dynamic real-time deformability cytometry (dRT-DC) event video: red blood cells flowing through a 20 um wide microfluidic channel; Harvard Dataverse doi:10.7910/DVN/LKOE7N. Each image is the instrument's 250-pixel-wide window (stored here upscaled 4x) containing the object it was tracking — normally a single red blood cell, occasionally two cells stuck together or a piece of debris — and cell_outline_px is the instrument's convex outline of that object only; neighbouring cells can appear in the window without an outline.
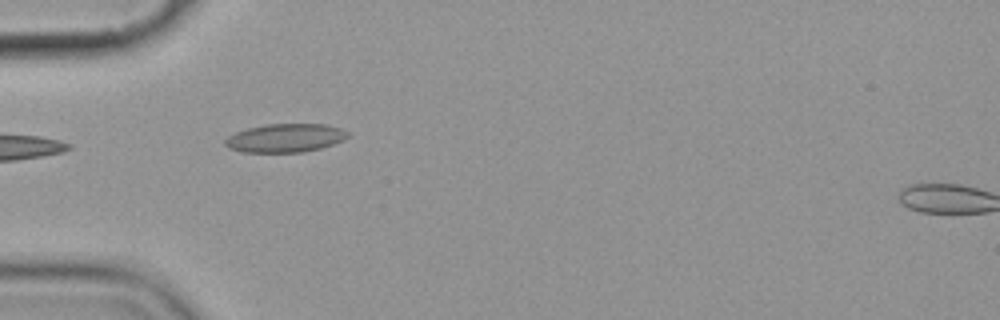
{"species": "common noctule bat (a hibernating species)", "species_latin": "Nyctalus noctula", "temperature_condition": "cold", "stored_images_in_passage": 6, "camera_frame_rate_fps": 3000, "um_per_image_px": 0.085, "animal": {"sex": "female", "body_mass_g": 19.9}, "frame": {"image": 1, "passage_image": 4, "time_ms": 3.333, "image_size_px": [1000, 320], "cell_outline_px": [[352, 132], [344, 140], [320, 148], [300, 152], [240, 152], [228, 148], [224, 144], [224, 140], [228, 136], [236, 132], [248, 128], [264, 124], [324, 124], [340, 128]], "centroid_in_image_um": [24.24, 11.72], "position_along_channel_um": 60.8, "area_um2": 20.46}}
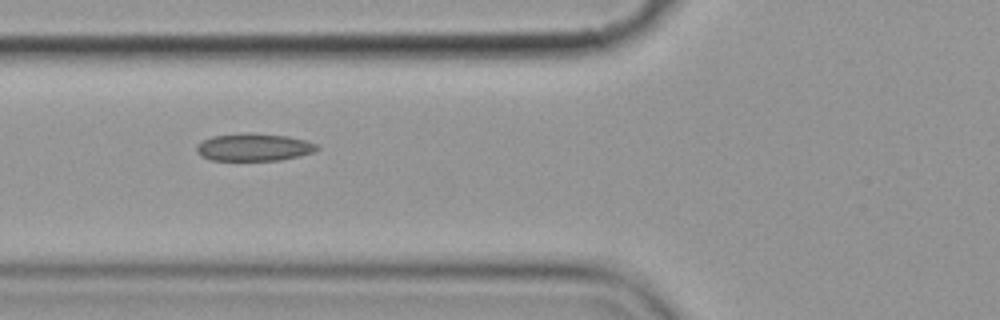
{"frame": {"image": 2, "passage_image": 5, "time_ms": 4.667, "image_size_px": [1000, 320], "cell_outline_px": [[320, 148], [312, 152], [300, 156], [280, 160], [212, 160], [200, 156], [196, 152], [196, 144], [212, 136], [248, 132], [288, 136], [308, 140], [316, 144]], "centroid_in_image_um": [21.57, 12.5], "position_along_channel_um": 104.2, "area_um2": 19.48}}
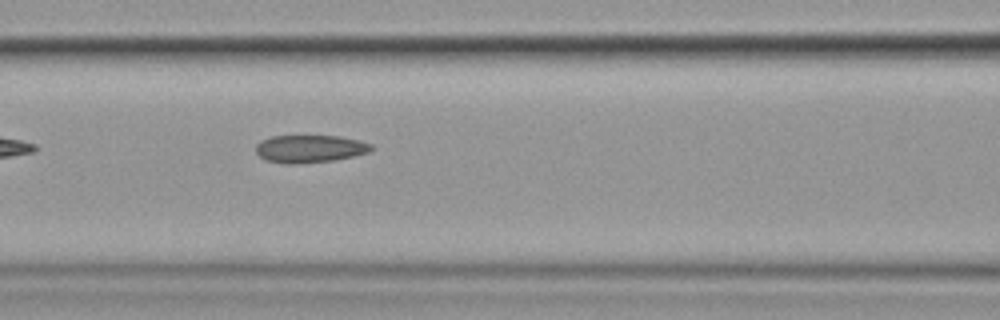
{"frame": {"image": 3, "passage_image": 6, "time_ms": 5.667, "image_size_px": [1000, 320], "cell_outline_px": [[376, 148], [368, 152], [336, 160], [296, 164], [288, 164], [264, 160], [256, 152], [256, 144], [260, 140], [272, 136], [340, 136], [360, 140], [372, 144]], "centroid_in_image_um": [26.34, 12.64], "position_along_channel_um": 140.3, "area_um2": 18.79}}